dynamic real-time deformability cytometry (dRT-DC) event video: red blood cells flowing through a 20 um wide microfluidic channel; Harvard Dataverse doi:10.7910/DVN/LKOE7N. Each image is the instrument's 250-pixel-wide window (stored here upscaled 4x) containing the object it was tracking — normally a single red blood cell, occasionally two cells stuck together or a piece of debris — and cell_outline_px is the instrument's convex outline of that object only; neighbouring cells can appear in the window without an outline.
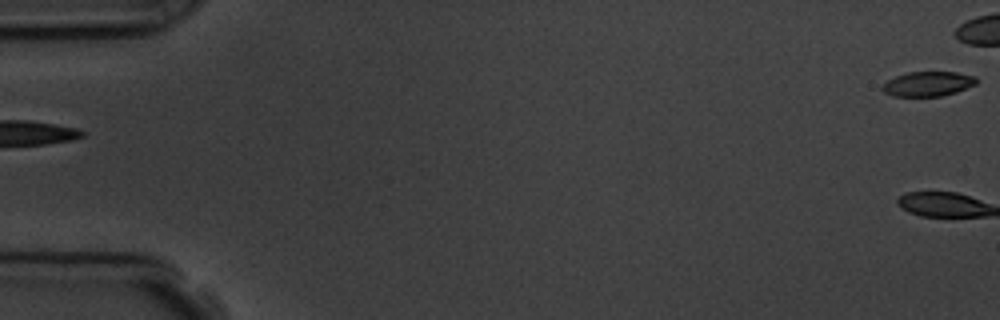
{"species": "common noctule bat (a hibernating species)", "species_latin": "Nyctalus noctula", "temperature_condition": "room temperature", "stored_images_in_passage": 6, "segment_of_instrument_passage": [2, 2], "camera_frame_rate_fps": 3000, "um_per_image_px": 0.085, "animal": {"sex": "male", "body_mass_g": 19.5, "forearm_length_mm": 54.6}, "frame": {"image": 1, "passage_image": 6, "time_ms": 5.667, "image_size_px": [1000, 320], "cell_outline_px": [[976, 84], [956, 92], [940, 96], [892, 96], [884, 92], [880, 88], [888, 80], [896, 76], [908, 72], [956, 72], [976, 76]], "centroid_in_image_um": [78.87, 7.13], "position_along_channel_um": 6.1, "area_um2": 13.47}}